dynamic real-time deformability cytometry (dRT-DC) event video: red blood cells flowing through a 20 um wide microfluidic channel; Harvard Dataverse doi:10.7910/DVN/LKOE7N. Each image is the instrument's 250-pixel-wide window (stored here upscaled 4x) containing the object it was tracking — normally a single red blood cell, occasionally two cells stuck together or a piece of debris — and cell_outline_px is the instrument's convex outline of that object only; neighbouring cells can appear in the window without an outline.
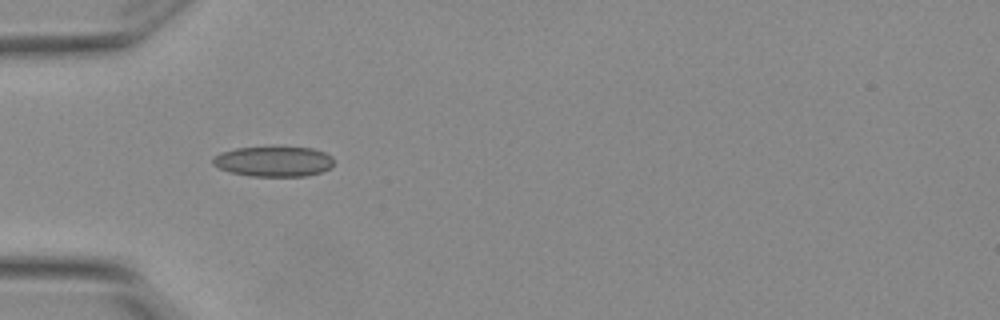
{"species": "Egyptian fruit bat (a non-hibernating species)", "species_latin": "Rousettus aegyptiacus", "temperature_condition": "warm", "stored_images_in_passage": 6, "camera_frame_rate_fps": 3000, "um_per_image_px": 0.085, "animal": {"sex": "female"}, "frame": {"image": 1, "passage_image": 2, "time_ms": 0.333, "image_size_px": [1000, 320], "cell_outline_px": [[332, 168], [320, 172], [304, 176], [248, 176], [228, 172], [212, 164], [212, 156], [220, 152], [236, 148], [312, 148], [324, 152], [332, 156]], "centroid_in_image_um": [23.22, 13.74], "position_along_channel_um": 61.8, "area_um2": 21.21}}
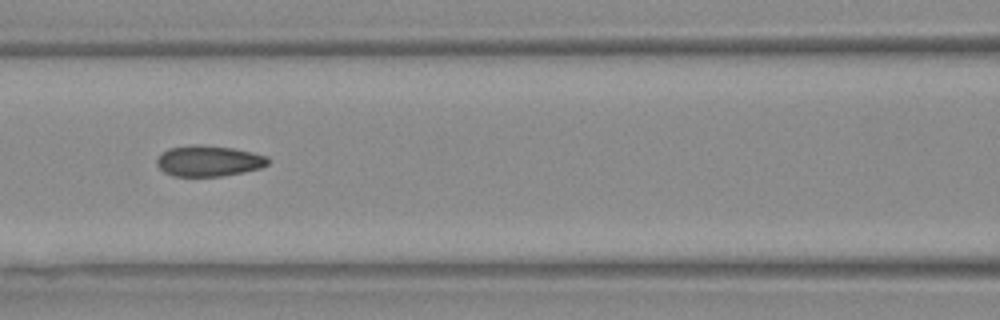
{"frame": {"image": 2, "passage_image": 4, "time_ms": 1.0, "image_size_px": [1000, 320], "cell_outline_px": [[268, 164], [260, 168], [244, 172], [220, 176], [172, 176], [164, 172], [156, 164], [156, 160], [168, 148], [192, 144], [200, 144], [232, 148], [252, 152], [268, 156]], "centroid_in_image_um": [17.73, 13.67], "position_along_channel_um": 148.9, "area_um2": 20.0}}
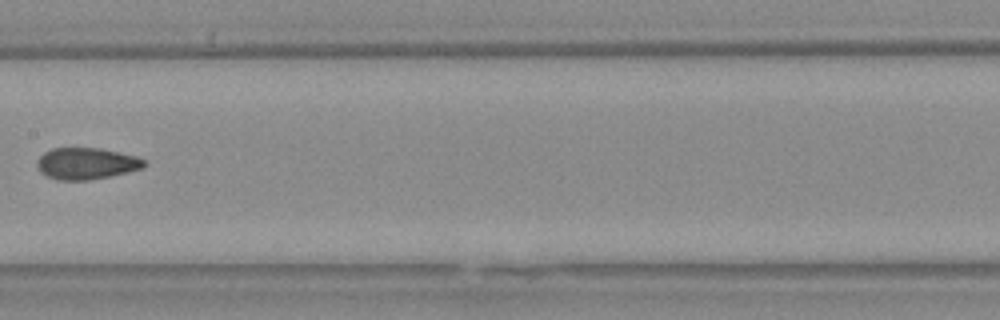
{"frame": {"image": 3, "passage_image": 5, "time_ms": 1.333, "image_size_px": [1000, 320], "cell_outline_px": [[148, 164], [144, 168], [108, 176], [88, 180], [56, 180], [40, 172], [36, 164], [36, 160], [44, 152], [52, 148], [100, 148], [120, 152], [136, 156], [144, 160]], "centroid_in_image_um": [7.33, 13.89], "position_along_channel_um": 200.1, "area_um2": 19.77}}